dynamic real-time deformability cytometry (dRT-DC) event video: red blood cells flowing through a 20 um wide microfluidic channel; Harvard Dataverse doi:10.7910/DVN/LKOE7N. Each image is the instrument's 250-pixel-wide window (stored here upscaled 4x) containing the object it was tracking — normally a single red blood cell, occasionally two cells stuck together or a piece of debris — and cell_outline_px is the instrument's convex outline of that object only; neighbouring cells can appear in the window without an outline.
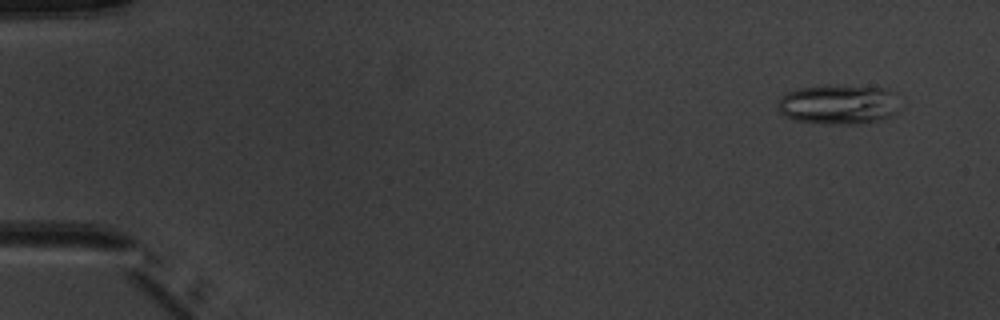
{"species": "common noctule bat (a hibernating species)", "species_latin": "Nyctalus noctula", "temperature_condition": "warm", "stored_images_in_passage": 6, "camera_frame_rate_fps": 3000, "um_per_image_px": 0.085, "animal": {"sex": "male", "body_mass_g": 20.1, "forearm_length_mm": 53.5}, "frame": {"image": 1, "passage_image": 1, "time_ms": 0.0, "image_size_px": [1000, 320], "cell_outline_px": [[900, 108], [892, 116], [876, 120], [852, 124], [824, 124], [796, 120], [784, 116], [776, 108], [776, 104], [788, 92], [800, 88], [828, 84], [888, 88], [896, 92]], "centroid_in_image_um": [71.31, 8.86], "position_along_channel_um": 13.7, "area_um2": 28.67}}